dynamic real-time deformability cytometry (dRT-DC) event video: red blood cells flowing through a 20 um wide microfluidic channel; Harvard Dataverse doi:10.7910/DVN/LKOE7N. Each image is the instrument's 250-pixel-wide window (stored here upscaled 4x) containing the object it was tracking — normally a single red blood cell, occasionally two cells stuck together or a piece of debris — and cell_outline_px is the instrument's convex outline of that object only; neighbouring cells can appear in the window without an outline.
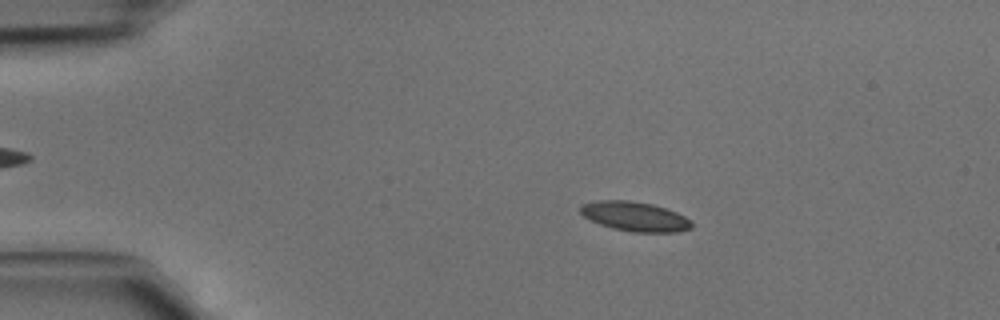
{"species": "common noctule bat (a hibernating species)", "species_latin": "Nyctalus noctula", "temperature_condition": "cold", "stored_images_in_passage": 46, "camera_frame_rate_fps": 3000, "um_per_image_px": 0.085, "animal": {"sex": "male", "body_mass_g": 15.6}, "frame": {"image": 1, "passage_image": 9, "time_ms": 2.667, "image_size_px": [1000, 320], "cell_outline_px": [[692, 228], [676, 232], [632, 232], [612, 228], [600, 224], [584, 216], [580, 212], [580, 204], [596, 200], [628, 200], [652, 204], [676, 212], [692, 220]], "centroid_in_image_um": [53.96, 18.39], "position_along_channel_um": 31.0, "area_um2": 19.13}}
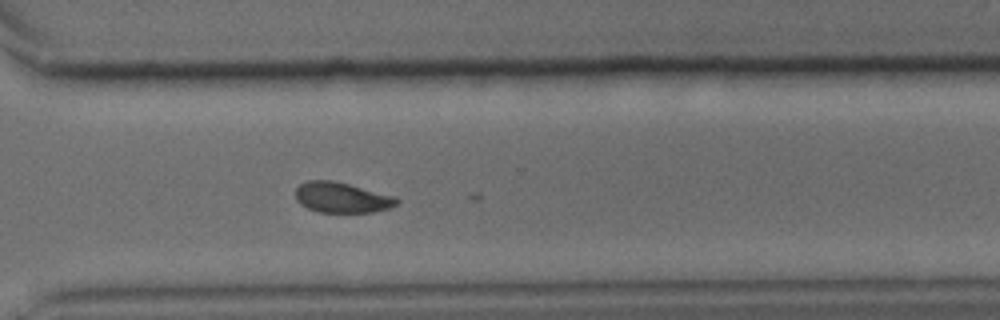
{"frame": {"image": 2, "passage_image": 34, "time_ms": 11.0, "image_size_px": [1000, 320], "cell_outline_px": [[400, 200], [396, 204], [388, 208], [372, 212], [320, 212], [308, 208], [300, 204], [296, 200], [296, 188], [300, 184], [308, 180], [332, 180], [396, 196]], "centroid_in_image_um": [29.04, 16.78], "position_along_channel_um": 341.6, "area_um2": 17.86}}
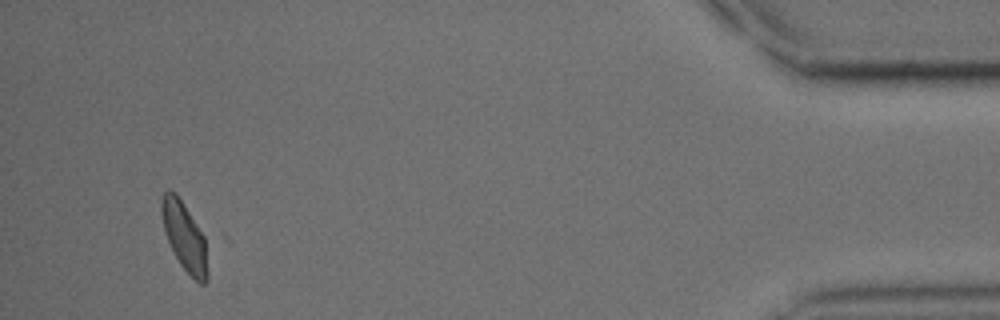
{"frame": {"image": 3, "passage_image": 44, "time_ms": 14.333, "image_size_px": [1000, 320], "cell_outline_px": [[208, 276], [204, 284], [200, 284], [180, 264], [168, 240], [164, 228], [160, 212], [160, 200], [164, 192], [168, 188], [176, 192], [208, 236]], "centroid_in_image_um": [15.74, 20.04], "position_along_channel_um": 419.5, "area_um2": 19.25}}